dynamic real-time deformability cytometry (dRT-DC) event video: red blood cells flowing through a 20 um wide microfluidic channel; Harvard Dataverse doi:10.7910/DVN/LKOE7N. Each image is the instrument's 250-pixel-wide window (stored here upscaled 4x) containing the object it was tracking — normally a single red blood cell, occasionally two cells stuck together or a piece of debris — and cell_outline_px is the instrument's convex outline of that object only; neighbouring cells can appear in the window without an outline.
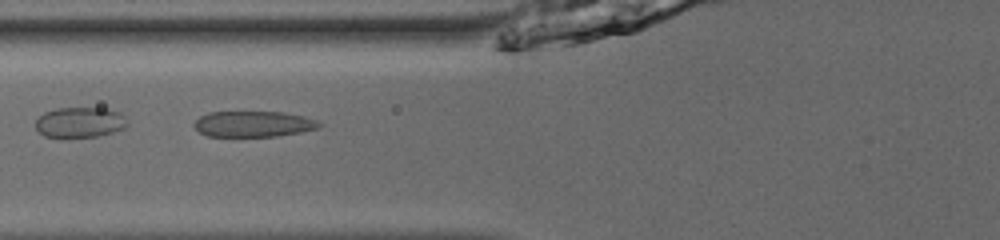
{"species": "common noctule bat (a hibernating species)", "species_latin": "Nyctalus noctula", "temperature_condition": "room temperature", "stored_images_in_passage": 36, "camera_frame_rate_fps": 3000, "um_per_image_px": 0.085, "animal": {"sex": "male", "body_mass_g": 13.0, "forearm_length_mm": 53.1}, "frame": {"image": 1, "passage_image": 6, "time_ms": 1.667, "image_size_px": [1000, 240], "cell_outline_px": [[324, 124], [320, 128], [300, 132], [276, 136], [208, 136], [200, 132], [192, 124], [200, 116], [208, 112], [284, 112], [304, 116], [316, 120]], "centroid_in_image_um": [21.57, 10.53], "position_along_channel_um": 104.2, "area_um2": 18.84}}
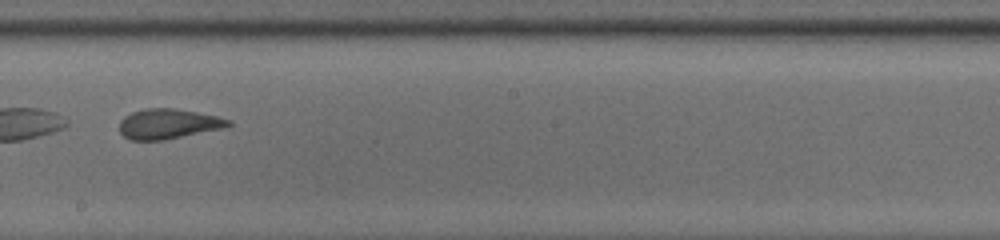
{"frame": {"image": 2, "passage_image": 16, "time_ms": 5.0, "image_size_px": [1000, 240], "cell_outline_px": [[232, 124], [228, 128], [164, 140], [132, 140], [124, 136], [120, 132], [120, 120], [124, 116], [132, 112], [148, 108], [172, 108], [196, 112], [216, 116], [232, 120]], "centroid_in_image_um": [14.35, 10.54], "position_along_channel_um": 233.9, "area_um2": 19.19}, "authors_computed_cell_mechanics": {"area_um2": 19.5364, "velocity_mm_per_s": 3.8692, "shape_relaxation_time_tau1_ms": 3.9485, "shape_relaxation_time_tau2_ms": 1.2789, "deformation_change_tau1": 0.139, "deformation_change_tau2": 0.0469}}